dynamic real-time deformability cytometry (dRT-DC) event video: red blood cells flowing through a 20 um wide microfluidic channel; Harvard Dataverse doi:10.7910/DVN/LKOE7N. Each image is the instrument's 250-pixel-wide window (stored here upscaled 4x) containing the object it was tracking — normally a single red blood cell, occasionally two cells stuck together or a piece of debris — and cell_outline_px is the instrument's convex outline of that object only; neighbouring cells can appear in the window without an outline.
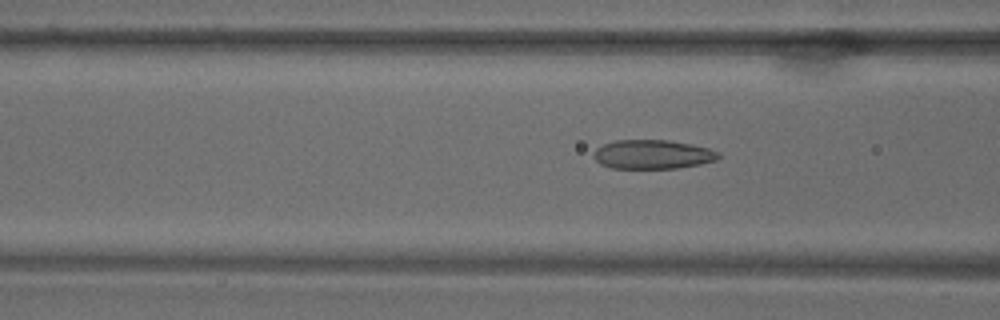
{"species": "common noctule bat (a hibernating species)", "species_latin": "Nyctalus noctula", "temperature_condition": "warm", "stored_images_in_passage": 46, "camera_frame_rate_fps": 3000, "um_per_image_px": 0.085, "animal": {"sex": "male", "body_mass_g": 18.8}, "frame": {"image": 1, "passage_image": 13, "time_ms": 4.0, "image_size_px": [1000, 320], "cell_outline_px": [[720, 156], [716, 160], [700, 164], [676, 168], [612, 168], [600, 164], [592, 156], [592, 152], [596, 148], [604, 144], [616, 140], [668, 140], [708, 148], [720, 152]], "centroid_in_image_um": [55.44, 13.12], "position_along_channel_um": 111.2, "area_um2": 21.1}}
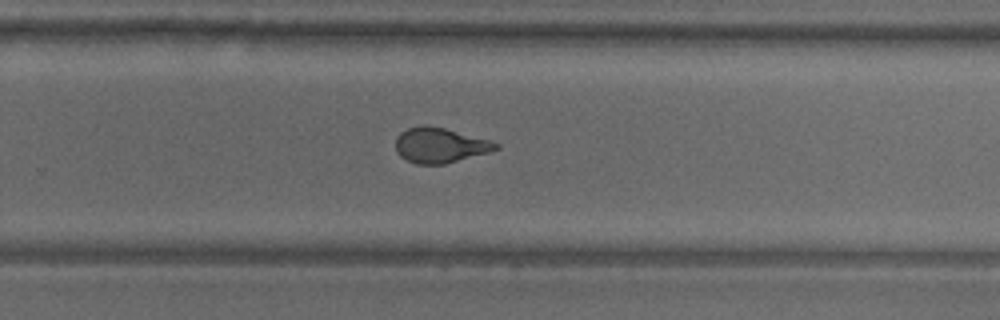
{"frame": {"image": 2, "passage_image": 31, "time_ms": 10.0, "image_size_px": [1000, 320], "cell_outline_px": [[500, 148], [488, 152], [444, 164], [416, 164], [400, 156], [396, 152], [396, 136], [400, 132], [408, 128], [424, 124], [444, 128], [488, 140], [500, 144]], "centroid_in_image_um": [37.36, 12.34], "position_along_channel_um": 292.4, "area_um2": 20.29}}
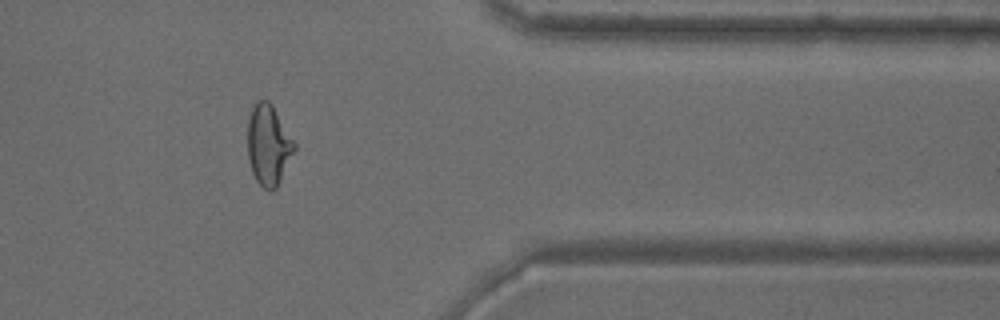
{"frame": {"image": 3, "passage_image": 42, "time_ms": 13.667, "image_size_px": [1000, 320], "cell_outline_px": [[296, 148], [276, 188], [272, 192], [268, 192], [256, 180], [252, 172], [248, 160], [248, 116], [252, 104], [260, 100], [268, 100], [272, 104], [296, 144]], "centroid_in_image_um": [22.8, 12.31], "position_along_channel_um": 388.6, "area_um2": 22.02}}